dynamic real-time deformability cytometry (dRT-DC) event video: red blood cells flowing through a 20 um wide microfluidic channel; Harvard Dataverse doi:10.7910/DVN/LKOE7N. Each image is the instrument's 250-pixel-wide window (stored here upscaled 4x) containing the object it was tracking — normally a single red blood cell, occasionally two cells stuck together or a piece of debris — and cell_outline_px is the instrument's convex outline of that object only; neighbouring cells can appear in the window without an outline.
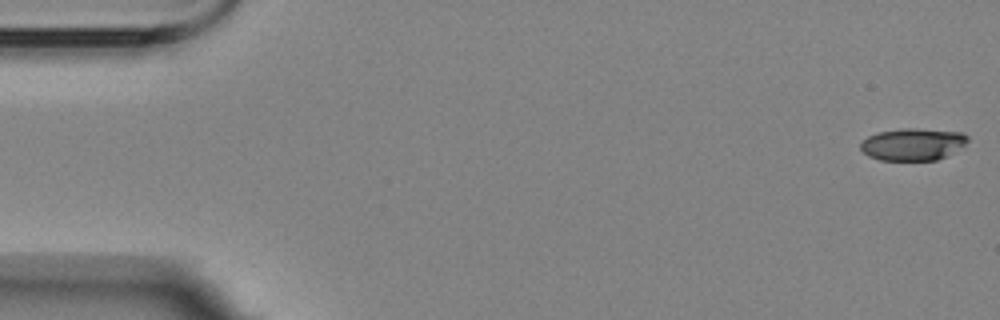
{"species": "Egyptian fruit bat (a non-hibernating species)", "species_latin": "Rousettus aegyptiacus", "temperature_condition": "room temperature", "stored_images_in_passage": 5, "camera_frame_rate_fps": 3000, "um_per_image_px": 0.085, "animal": {"sex": "female"}, "frame": {"image": 1, "passage_image": 1, "time_ms": 0.0, "image_size_px": [1000, 320], "cell_outline_px": [[968, 140], [964, 144], [944, 156], [936, 160], [880, 160], [868, 156], [860, 148], [860, 144], [868, 136], [876, 132], [904, 128], [912, 128], [964, 132], [968, 136]], "centroid_in_image_um": [77.55, 12.25], "position_along_channel_um": 7.4, "area_um2": 19.88}}
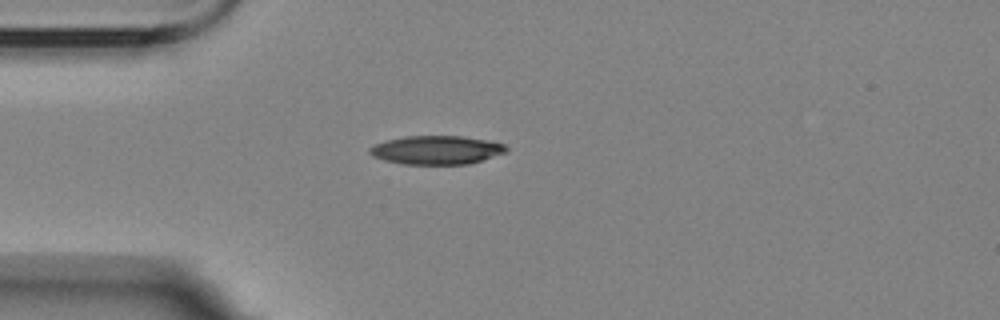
{"frame": {"image": 2, "passage_image": 5, "time_ms": 4.667, "image_size_px": [1000, 320], "cell_outline_px": [[508, 152], [468, 164], [404, 164], [384, 160], [372, 156], [368, 152], [368, 148], [376, 144], [388, 140], [404, 136], [460, 136], [484, 140], [504, 144], [508, 148]], "centroid_in_image_um": [37.09, 12.75], "position_along_channel_um": 47.9, "area_um2": 22.66}}